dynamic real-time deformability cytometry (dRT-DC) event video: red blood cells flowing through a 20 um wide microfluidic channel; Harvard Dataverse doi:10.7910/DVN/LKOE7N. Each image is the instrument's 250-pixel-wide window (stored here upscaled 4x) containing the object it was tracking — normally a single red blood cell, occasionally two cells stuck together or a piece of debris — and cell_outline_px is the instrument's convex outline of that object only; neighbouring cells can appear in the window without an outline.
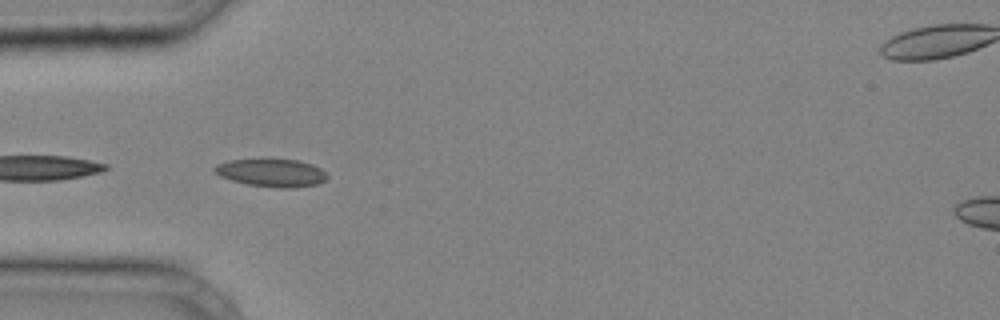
{"species": "common noctule bat (a hibernating species)", "species_latin": "Nyctalus noctula", "temperature_condition": "cold", "stored_images_in_passage": 27, "segment_of_instrument_passage": [2, 2], "camera_frame_rate_fps": 3000, "um_per_image_px": 0.085, "animal": {"sex": "male", "body_mass_g": 20.4}, "frame": {"image": 1, "passage_image": 13, "time_ms": 4.0, "image_size_px": [1000, 320], "cell_outline_px": [[328, 176], [324, 180], [316, 184], [292, 188], [276, 188], [248, 184], [232, 180], [220, 176], [212, 168], [216, 164], [228, 160], [300, 160], [312, 164], [320, 168]], "centroid_in_image_um": [23.07, 14.69], "position_along_channel_um": 61.9, "area_um2": 18.03}}
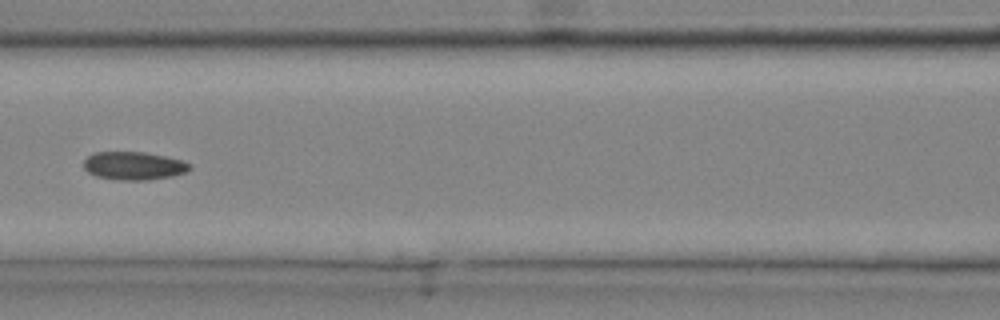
{"frame": {"image": 2, "passage_image": 19, "time_ms": 6.0, "image_size_px": [1000, 320], "cell_outline_px": [[192, 168], [184, 172], [172, 176], [148, 180], [120, 180], [96, 176], [88, 172], [84, 168], [84, 160], [92, 152], [144, 152], [164, 156], [180, 160], [188, 164]], "centroid_in_image_um": [11.33, 14.09], "position_along_channel_um": 155.3, "area_um2": 17.22}}